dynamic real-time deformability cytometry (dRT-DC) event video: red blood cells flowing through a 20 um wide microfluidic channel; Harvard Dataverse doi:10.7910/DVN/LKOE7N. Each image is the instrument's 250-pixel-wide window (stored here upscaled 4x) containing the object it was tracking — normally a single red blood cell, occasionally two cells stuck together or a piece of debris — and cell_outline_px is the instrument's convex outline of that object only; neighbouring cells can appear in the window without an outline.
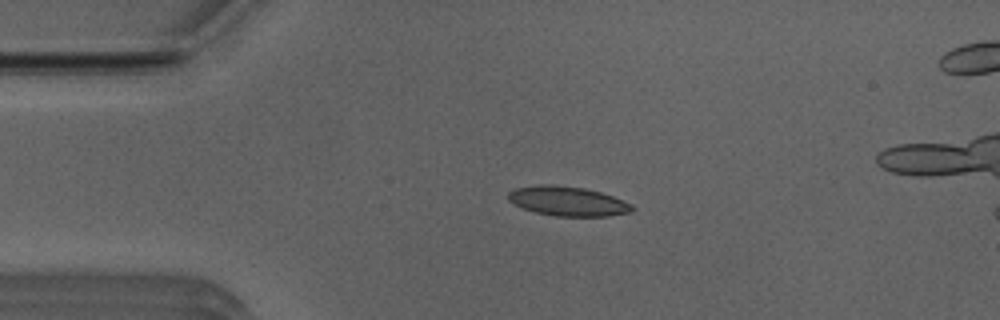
{"species": "Egyptian fruit bat (a non-hibernating species)", "species_latin": "Rousettus aegyptiacus", "temperature_condition": "room temperature", "stored_images_in_passage": 39, "camera_frame_rate_fps": 3000, "um_per_image_px": 0.085, "animal": {"sex": "male"}, "frame": {"image": 1, "passage_image": 1, "time_ms": 0.0, "image_size_px": [1000, 320], "cell_outline_px": [[636, 208], [632, 212], [608, 216], [556, 216], [536, 212], [524, 208], [508, 200], [508, 192], [516, 188], [540, 184], [552, 184], [584, 188], [600, 192], [612, 196], [632, 204]], "centroid_in_image_um": [48.29, 17.1], "position_along_channel_um": 36.7, "area_um2": 21.21}}
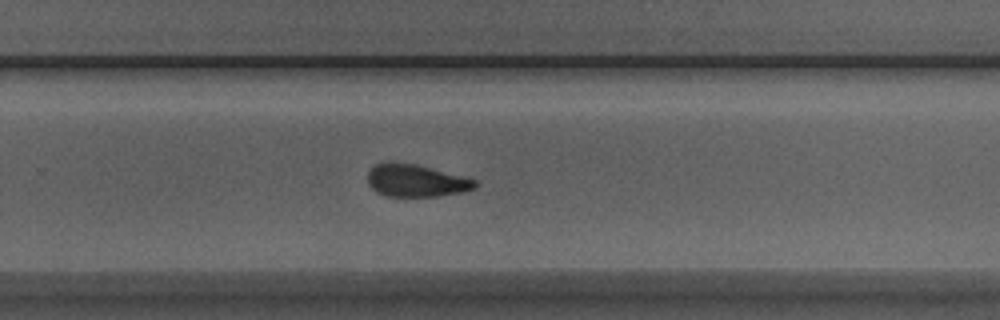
{"frame": {"image": 2, "passage_image": 23, "time_ms": 7.333, "image_size_px": [1000, 320], "cell_outline_px": [[476, 188], [460, 192], [436, 196], [388, 196], [376, 192], [368, 184], [368, 172], [376, 164], [388, 160], [416, 164], [476, 180]], "centroid_in_image_um": [35.3, 15.33], "position_along_channel_um": 294.5, "area_um2": 20.17}}
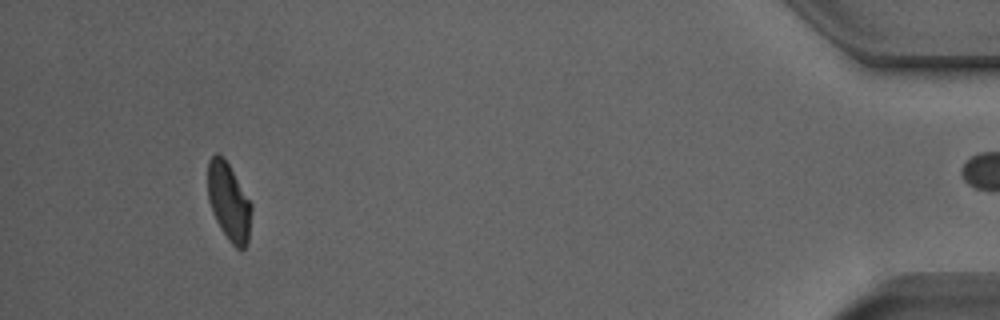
{"frame": {"image": 3, "passage_image": 38, "time_ms": 12.333, "image_size_px": [1000, 320], "cell_outline_px": [[252, 208], [248, 244], [244, 248], [236, 248], [228, 240], [220, 228], [212, 212], [208, 200], [208, 160], [216, 152], [228, 164], [252, 204]], "centroid_in_image_um": [19.45, 17.19], "position_along_channel_um": 415.7, "area_um2": 19.65}, "authors_computed_cell_mechanics": {"area_um2": 20.9814, "velocity_mm_per_s": 3.9353, "shape_relaxation_time_tau1_ms": null, "shape_relaxation_time_tau2_ms": 2.0928, "deformation_change_tau1": null, "deformation_change_tau2": 0.0874}}